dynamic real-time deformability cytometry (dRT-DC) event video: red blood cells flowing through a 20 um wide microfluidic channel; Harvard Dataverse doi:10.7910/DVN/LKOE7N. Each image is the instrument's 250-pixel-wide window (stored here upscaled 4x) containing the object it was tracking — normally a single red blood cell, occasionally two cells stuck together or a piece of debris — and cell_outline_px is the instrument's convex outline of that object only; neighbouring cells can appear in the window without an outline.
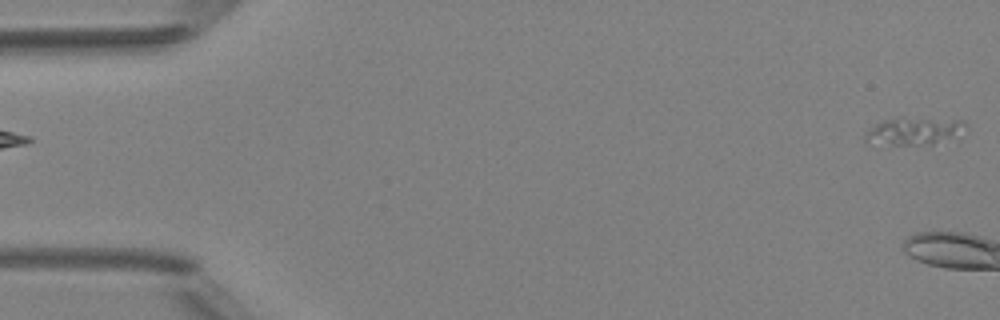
{"species": "Egyptian fruit bat (a non-hibernating species)", "species_latin": "Rousettus aegyptiacus", "temperature_condition": "room temperature", "stored_images_in_passage": 6, "camera_frame_rate_fps": 3000, "um_per_image_px": 0.085, "animal": {"sex": "female"}, "frame": {"image": 1, "passage_image": 1, "time_ms": 0.0, "image_size_px": [1000, 320], "cell_outline_px": [[968, 128], [932, 144], [864, 144], [864, 136], [876, 124], [884, 120], [964, 120], [968, 124]], "centroid_in_image_um": [77.63, 11.18], "position_along_channel_um": 7.4, "area_um2": 14.91}}
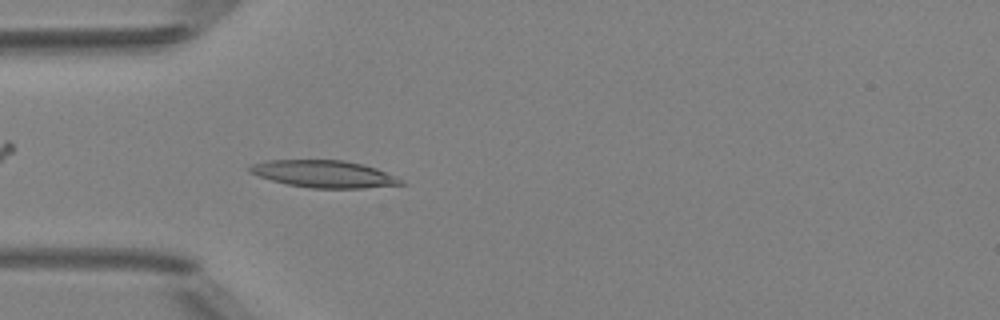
{"frame": {"image": 2, "passage_image": 6, "time_ms": 5.667, "image_size_px": [1000, 320], "cell_outline_px": [[408, 184], [364, 188], [312, 188], [288, 184], [272, 180], [248, 172], [248, 168], [252, 164], [268, 160], [344, 160], [364, 164], [376, 168]], "centroid_in_image_um": [27.52, 14.78], "position_along_channel_um": 57.5, "area_um2": 23.7}}